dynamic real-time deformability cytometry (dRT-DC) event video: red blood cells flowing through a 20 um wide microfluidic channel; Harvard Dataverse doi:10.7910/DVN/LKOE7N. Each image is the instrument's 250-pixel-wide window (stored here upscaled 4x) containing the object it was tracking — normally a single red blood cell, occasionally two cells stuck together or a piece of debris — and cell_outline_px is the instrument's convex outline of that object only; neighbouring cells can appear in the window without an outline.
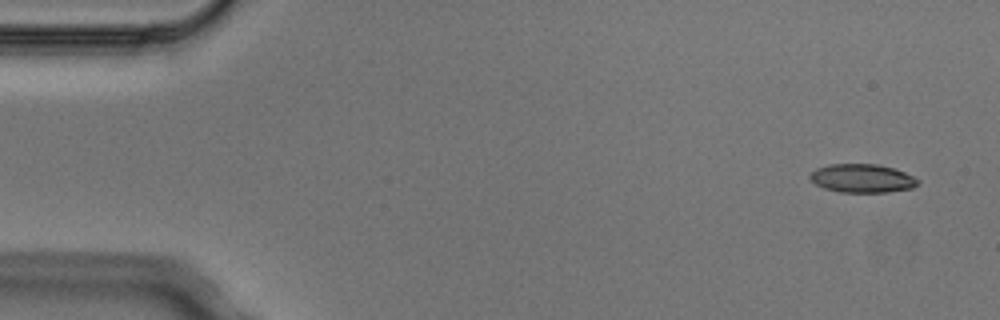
{"species": "Egyptian fruit bat (a non-hibernating species)", "species_latin": "Rousettus aegyptiacus", "temperature_condition": "cold", "stored_images_in_passage": 5, "segment_of_instrument_passage": [1, 2], "camera_frame_rate_fps": 3000, "um_per_image_px": 0.085, "animal": {"sex": "male"}, "frame": {"image": 1, "passage_image": 1, "time_ms": 0.0, "image_size_px": [1000, 320], "cell_outline_px": [[920, 180], [912, 188], [888, 192], [840, 192], [824, 188], [816, 184], [808, 176], [816, 168], [828, 164], [876, 164], [892, 168], [904, 172]], "centroid_in_image_um": [73.26, 15.15], "position_along_channel_um": 11.7, "area_um2": 17.8}}